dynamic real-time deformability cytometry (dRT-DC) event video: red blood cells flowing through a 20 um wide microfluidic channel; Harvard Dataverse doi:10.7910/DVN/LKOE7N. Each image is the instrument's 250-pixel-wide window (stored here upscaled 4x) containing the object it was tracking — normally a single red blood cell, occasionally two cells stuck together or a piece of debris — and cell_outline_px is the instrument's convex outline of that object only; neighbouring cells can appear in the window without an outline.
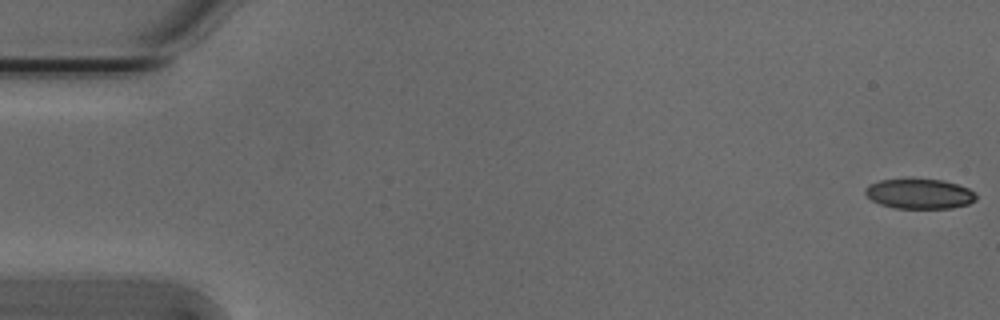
{"species": "Egyptian fruit bat (a non-hibernating species)", "species_latin": "Rousettus aegyptiacus", "temperature_condition": "cold", "stored_images_in_passage": 54, "camera_frame_rate_fps": 3000, "um_per_image_px": 0.085, "animal": {"sex": "male"}, "frame": {"image": 1, "passage_image": 1, "time_ms": 0.0, "image_size_px": [1000, 320], "cell_outline_px": [[976, 200], [968, 204], [952, 208], [892, 208], [880, 204], [872, 200], [864, 192], [864, 188], [868, 184], [880, 180], [912, 176], [940, 180], [956, 184], [968, 188], [976, 192]], "centroid_in_image_um": [78.12, 16.43], "position_along_channel_um": 6.9, "area_um2": 20.06}}
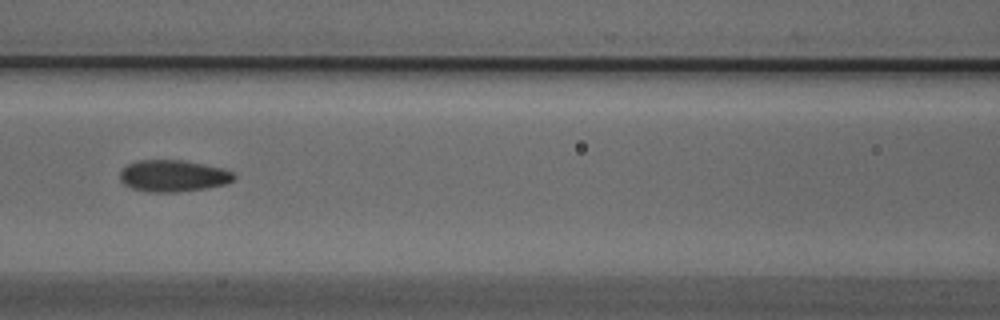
{"frame": {"image": 2, "passage_image": 24, "time_ms": 7.667, "image_size_px": [1000, 320], "cell_outline_px": [[236, 176], [232, 180], [224, 184], [204, 188], [176, 192], [148, 192], [132, 188], [124, 184], [120, 180], [120, 172], [128, 164], [140, 160], [180, 160], [224, 168], [232, 172]], "centroid_in_image_um": [14.7, 14.95], "position_along_channel_um": 151.9, "area_um2": 20.81}}
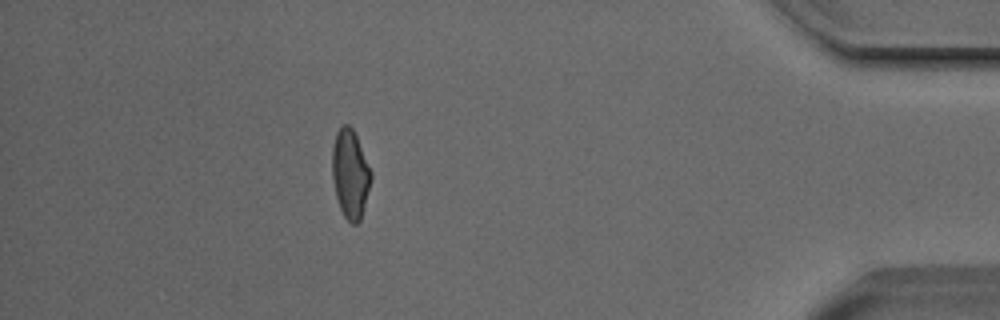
{"frame": {"image": 3, "passage_image": 48, "time_ms": 15.667, "image_size_px": [1000, 320], "cell_outline_px": [[372, 176], [360, 220], [356, 224], [352, 224], [344, 216], [340, 208], [336, 196], [332, 176], [332, 148], [336, 132], [344, 124], [348, 124], [352, 128], [356, 136], [372, 172]], "centroid_in_image_um": [29.76, 14.77], "position_along_channel_um": 405.4, "area_um2": 19.83}, "authors_computed_cell_mechanics": {"area_um2": 20.4901, "velocity_mm_per_s": 3.8179, "shape_relaxation_time_tau1_ms": null, "shape_relaxation_time_tau2_ms": 1.8524, "deformation_change_tau1": null, "deformation_change_tau2": 0.0781}}